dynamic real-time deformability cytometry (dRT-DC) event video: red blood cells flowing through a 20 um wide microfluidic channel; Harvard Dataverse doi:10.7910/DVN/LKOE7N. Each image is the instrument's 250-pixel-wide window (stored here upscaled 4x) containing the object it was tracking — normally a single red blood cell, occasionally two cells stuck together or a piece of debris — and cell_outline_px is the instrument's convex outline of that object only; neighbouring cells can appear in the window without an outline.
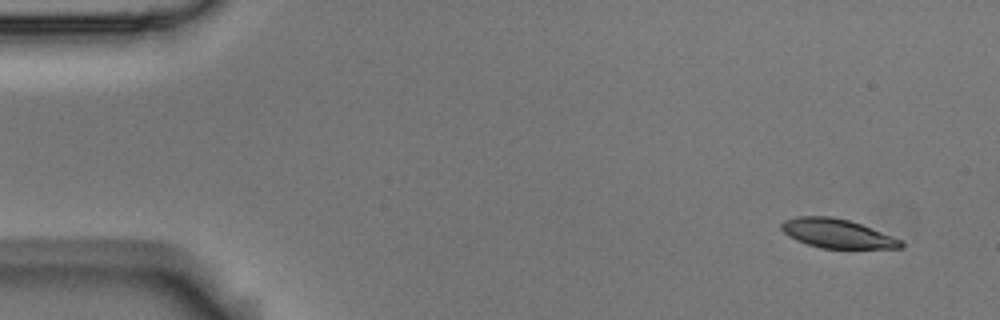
{"species": "Egyptian fruit bat (a non-hibernating species)", "species_latin": "Rousettus aegyptiacus", "temperature_condition": "room temperature", "stored_images_in_passage": 5, "camera_frame_rate_fps": 3000, "um_per_image_px": 0.085, "animal": {"sex": "male"}, "frame": {"image": 1, "passage_image": 1, "time_ms": 0.0, "image_size_px": [1000, 320], "cell_outline_px": [[904, 244], [900, 248], [820, 248], [796, 240], [788, 236], [780, 228], [780, 224], [784, 220], [796, 216], [828, 216], [848, 220], [860, 224], [892, 236], [900, 240]], "centroid_in_image_um": [71.09, 19.84], "position_along_channel_um": 13.9, "area_um2": 20.0}}